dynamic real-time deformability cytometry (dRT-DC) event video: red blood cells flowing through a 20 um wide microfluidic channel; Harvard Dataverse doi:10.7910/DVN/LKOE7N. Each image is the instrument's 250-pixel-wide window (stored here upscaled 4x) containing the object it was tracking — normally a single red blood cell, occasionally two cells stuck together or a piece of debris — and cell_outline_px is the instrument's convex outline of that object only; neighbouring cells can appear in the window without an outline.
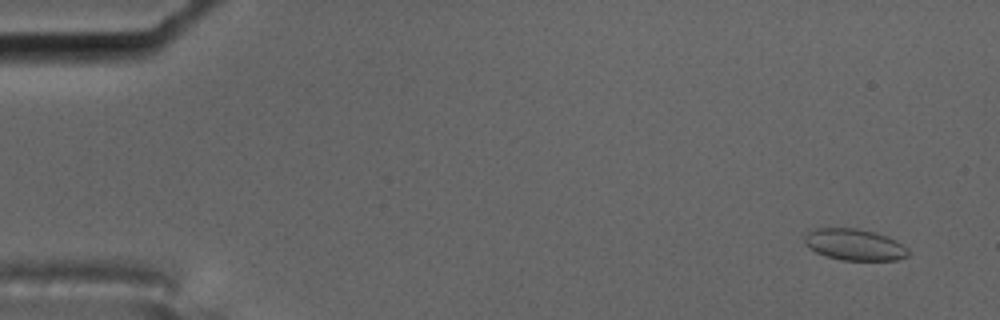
{"species": "common noctule bat (a hibernating species)", "species_latin": "Nyctalus noctula", "temperature_condition": "cold", "stored_images_in_passage": 6, "camera_frame_rate_fps": 3000, "um_per_image_px": 0.085, "animal": {"sex": "male", "body_mass_g": 17.5, "forearm_length_mm": 52.3}, "frame": {"image": 1, "passage_image": 1, "time_ms": 0.0, "image_size_px": [1000, 320], "cell_outline_px": [[908, 256], [896, 260], [840, 260], [816, 252], [804, 244], [804, 236], [808, 232], [816, 228], [856, 228], [888, 236], [896, 240], [908, 248]], "centroid_in_image_um": [72.63, 20.79], "position_along_channel_um": 12.4, "area_um2": 18.96}}